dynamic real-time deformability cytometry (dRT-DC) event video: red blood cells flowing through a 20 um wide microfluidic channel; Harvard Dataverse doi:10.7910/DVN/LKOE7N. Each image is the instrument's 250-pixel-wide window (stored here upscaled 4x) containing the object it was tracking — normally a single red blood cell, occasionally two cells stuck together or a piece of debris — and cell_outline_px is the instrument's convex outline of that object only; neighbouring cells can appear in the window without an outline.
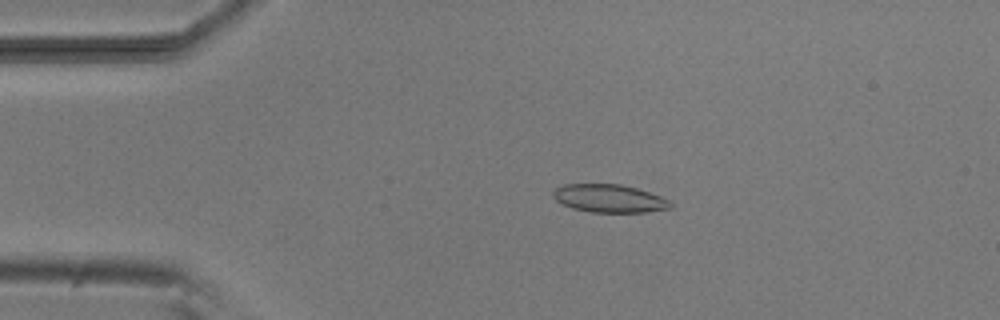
{"species": "common noctule bat (a hibernating species)", "species_latin": "Nyctalus noctula", "temperature_condition": "room temperature", "stored_images_in_passage": 54, "camera_frame_rate_fps": 3000, "um_per_image_px": 0.085, "animal": {"sex": "male", "body_mass_g": 20.5, "forearm_length_mm": 52.5}, "frame": {"image": 1, "passage_image": 11, "time_ms": 3.333, "image_size_px": [1000, 320], "cell_outline_px": [[676, 204], [672, 208], [644, 212], [592, 212], [572, 208], [556, 200], [552, 196], [552, 192], [556, 188], [564, 184], [620, 184], [636, 188], [660, 196]], "centroid_in_image_um": [51.81, 16.87], "position_along_channel_um": 33.2, "area_um2": 19.13}}
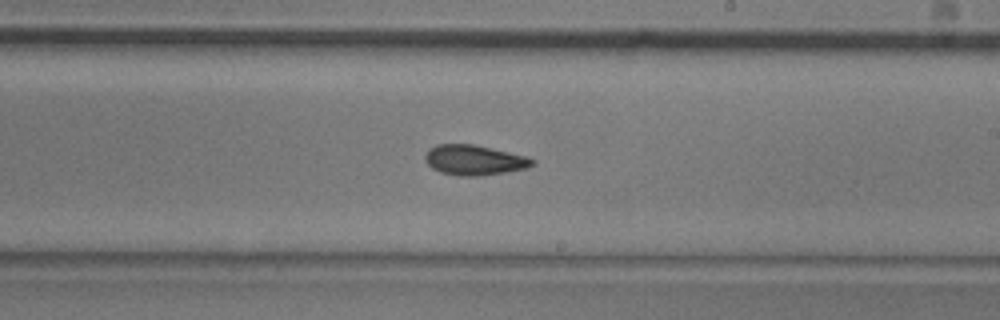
{"frame": {"image": 2, "passage_image": 31, "time_ms": 10.0, "image_size_px": [1000, 320], "cell_outline_px": [[536, 164], [528, 168], [504, 172], [476, 176], [460, 176], [440, 172], [432, 168], [424, 160], [424, 156], [428, 148], [436, 144], [472, 144], [528, 156], [536, 160]], "centroid_in_image_um": [40.31, 13.6], "position_along_channel_um": 248.7, "area_um2": 18.96}}
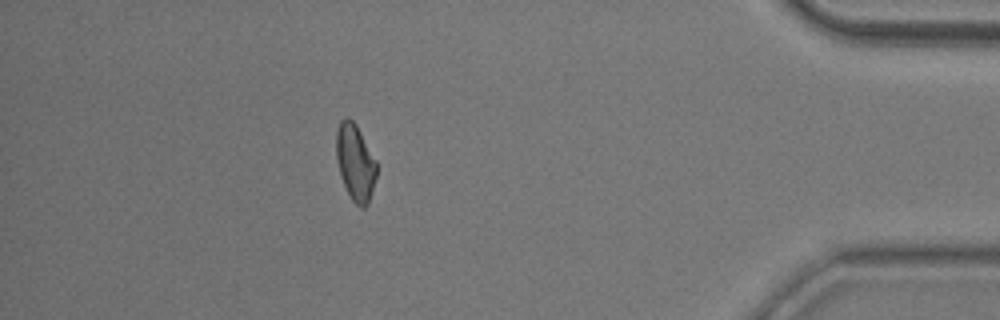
{"frame": {"image": 3, "passage_image": 47, "time_ms": 15.333, "image_size_px": [1000, 320], "cell_outline_px": [[376, 176], [368, 204], [364, 208], [360, 208], [352, 200], [340, 176], [336, 160], [336, 132], [340, 120], [344, 116], [348, 116], [356, 124], [376, 160]], "centroid_in_image_um": [30.18, 13.78], "position_along_channel_um": 405.0, "area_um2": 18.03}, "authors_computed_cell_mechanics": {"area_um2": 18.5827, "velocity_mm_per_s": 3.8215, "shape_relaxation_time_tau1_ms": 4.4861, "shape_relaxation_time_tau2_ms": 4.6487, "deformation_change_tau1": 0.1228, "deformation_change_tau2": 0.1143}}